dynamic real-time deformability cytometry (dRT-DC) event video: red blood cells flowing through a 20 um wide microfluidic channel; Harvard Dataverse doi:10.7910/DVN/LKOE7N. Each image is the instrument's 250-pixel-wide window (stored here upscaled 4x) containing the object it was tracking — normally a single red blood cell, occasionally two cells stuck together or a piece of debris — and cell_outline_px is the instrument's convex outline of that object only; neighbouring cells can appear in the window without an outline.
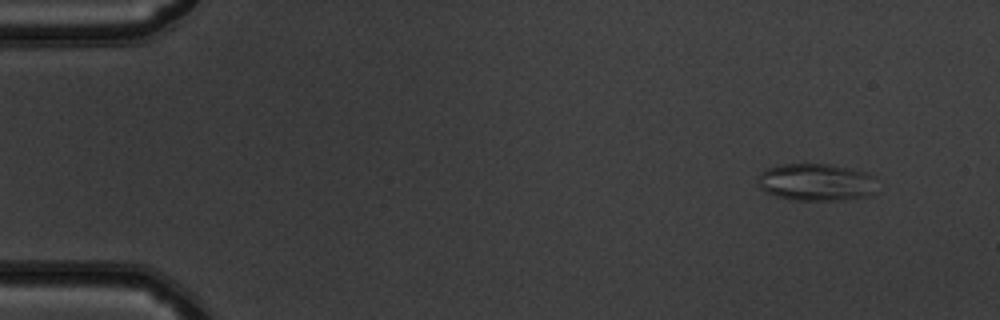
{"species": "common noctule bat (a hibernating species)", "species_latin": "Nyctalus noctula", "temperature_condition": "warm", "stored_images_in_passage": 47, "camera_frame_rate_fps": 3000, "um_per_image_px": 0.085, "animal": {"sex": "male", "body_mass_g": 19.5, "forearm_length_mm": 54.6}, "frame": {"image": 1, "passage_image": 1, "time_ms": 0.0, "image_size_px": [1000, 320], "cell_outline_px": [[876, 192], [868, 196], [844, 200], [796, 200], [776, 196], [764, 192], [756, 184], [756, 180], [760, 172], [768, 168], [784, 164], [828, 164], [848, 168], [864, 172], [872, 176]], "centroid_in_image_um": [69.32, 15.5], "position_along_channel_um": 15.7, "area_um2": 25.95}}
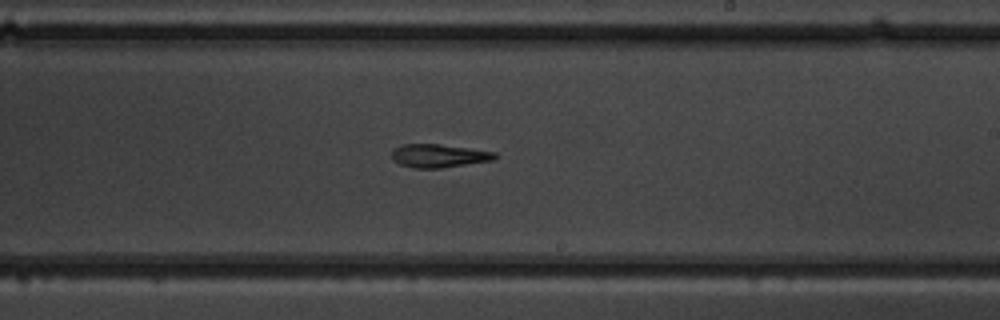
{"frame": {"image": 2, "passage_image": 27, "time_ms": 8.667, "image_size_px": [1000, 320], "cell_outline_px": [[496, 160], [444, 168], [416, 168], [400, 164], [392, 160], [392, 152], [400, 144], [440, 144], [496, 152]], "centroid_in_image_um": [37.32, 13.25], "position_along_channel_um": 251.7, "area_um2": 14.1}}
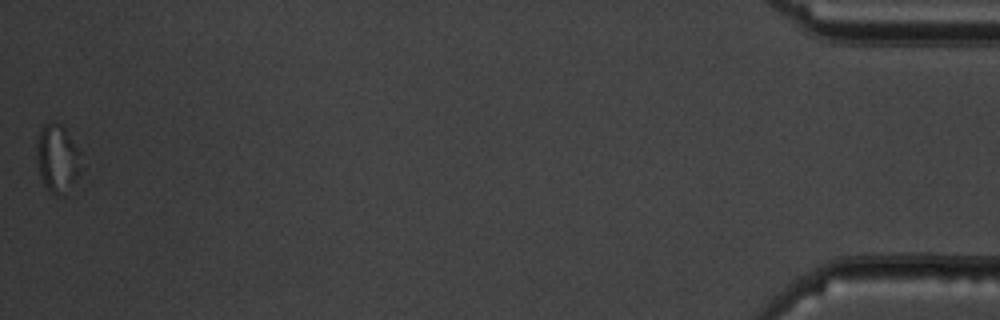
{"frame": {"image": 3, "passage_image": 47, "time_ms": 15.333, "image_size_px": [1000, 320], "cell_outline_px": [[88, 184], [84, 188], [64, 196], [56, 196], [44, 184], [40, 176], [36, 156], [36, 144], [40, 132], [44, 124], [64, 124], [68, 128], [80, 148]], "centroid_in_image_um": [5.11, 13.64], "position_along_channel_um": 430.1, "area_um2": 20.11}, "authors_computed_cell_mechanics": {"area_um2": 15.4904, "velocity_mm_per_s": 4.0283, "shape_relaxation_time_tau1_ms": null, "shape_relaxation_time_tau2_ms": 3.2344, "deformation_change_tau1": null, "deformation_change_tau2": 0.1358}}